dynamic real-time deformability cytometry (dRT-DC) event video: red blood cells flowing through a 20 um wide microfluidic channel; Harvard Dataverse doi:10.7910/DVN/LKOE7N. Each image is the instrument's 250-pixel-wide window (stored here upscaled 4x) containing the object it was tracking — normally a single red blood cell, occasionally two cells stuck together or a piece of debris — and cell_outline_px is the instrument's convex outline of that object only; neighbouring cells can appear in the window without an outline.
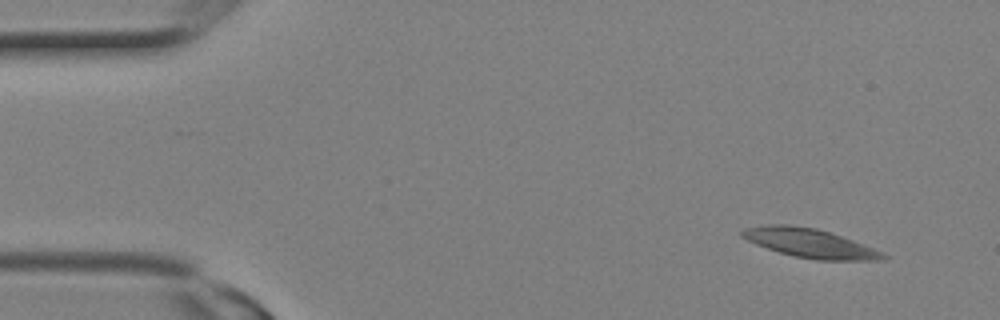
{"species": "Egyptian fruit bat (a non-hibernating species)", "species_latin": "Rousettus aegyptiacus", "temperature_condition": "room temperature", "stored_images_in_passage": 3, "camera_frame_rate_fps": 3000, "um_per_image_px": 0.085, "animal": {"sex": "female"}, "frame": {"image": 1, "passage_image": 1, "time_ms": 0.0, "image_size_px": [1000, 320], "cell_outline_px": [[888, 256], [884, 260], [816, 260], [796, 256], [780, 252], [756, 244], [740, 236], [740, 232], [744, 228], [768, 224], [788, 224], [816, 228], [852, 240], [872, 248]], "centroid_in_image_um": [68.79, 20.66], "position_along_channel_um": 16.2, "area_um2": 23.41}}
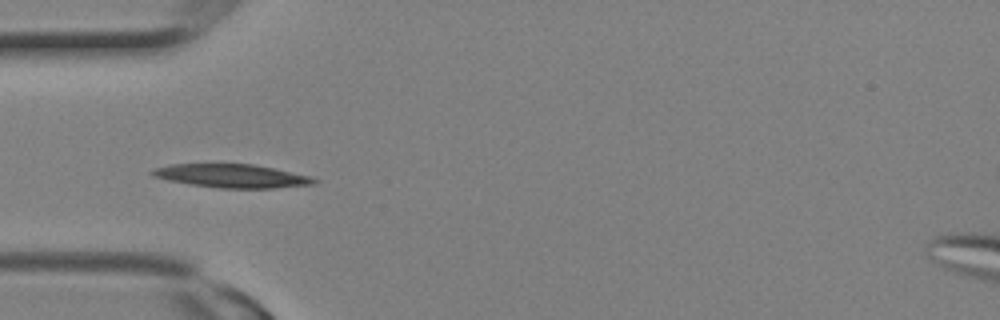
{"frame": {"image": 2, "passage_image": 3, "time_ms": 0.667, "image_size_px": [1000, 320], "cell_outline_px": [[320, 180], [316, 184], [272, 188], [220, 188], [192, 184], [168, 180], [152, 176], [148, 172], [152, 168], [172, 164], [252, 164], [312, 176]], "centroid_in_image_um": [19.71, 14.95], "position_along_channel_um": 65.3, "area_um2": 22.14}}